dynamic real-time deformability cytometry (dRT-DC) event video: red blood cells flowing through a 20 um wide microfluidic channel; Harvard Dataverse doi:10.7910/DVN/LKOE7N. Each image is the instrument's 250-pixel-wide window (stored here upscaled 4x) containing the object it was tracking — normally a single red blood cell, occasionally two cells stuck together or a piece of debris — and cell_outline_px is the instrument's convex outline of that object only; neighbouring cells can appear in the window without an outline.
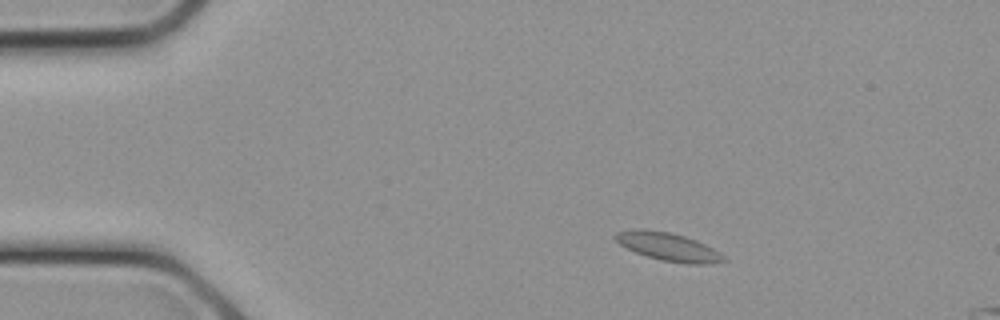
{"species": "common noctule bat (a hibernating species)", "species_latin": "Nyctalus noctula", "temperature_condition": "cold", "stored_images_in_passage": 7, "camera_frame_rate_fps": 3000, "um_per_image_px": 0.085, "animal": {"sex": "female", "body_mass_g": 21.9}, "frame": {"image": 1, "passage_image": 3, "time_ms": 0.667, "image_size_px": [1000, 320], "cell_outline_px": [[728, 260], [704, 264], [688, 264], [660, 260], [636, 252], [620, 244], [612, 236], [616, 232], [632, 228], [640, 228], [668, 232], [684, 236], [696, 240], [720, 252]], "centroid_in_image_um": [56.77, 20.96], "position_along_channel_um": 28.2, "area_um2": 17.69}}